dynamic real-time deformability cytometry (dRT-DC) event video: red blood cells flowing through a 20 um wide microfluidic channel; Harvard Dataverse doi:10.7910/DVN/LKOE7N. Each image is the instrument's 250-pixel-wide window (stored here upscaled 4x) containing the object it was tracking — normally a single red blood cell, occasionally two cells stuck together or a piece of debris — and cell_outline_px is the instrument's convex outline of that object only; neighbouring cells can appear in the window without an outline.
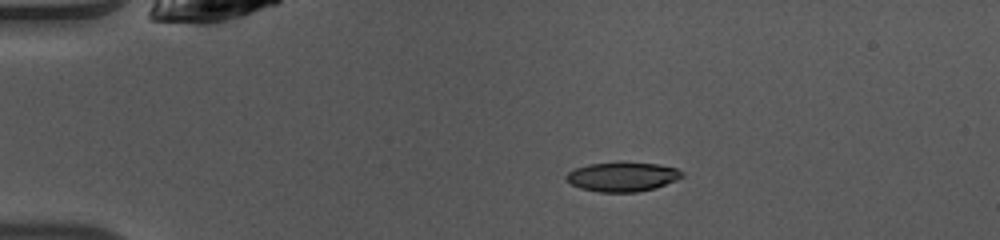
{"species": "common noctule bat (a hibernating species)", "species_latin": "Nyctalus noctula", "temperature_condition": "warm", "stored_images_in_passage": 49, "camera_frame_rate_fps": 3000, "um_per_image_px": 0.085, "animal": {"sex": "female", "body_mass_g": 10.0, "forearm_length_mm": 53.1}, "frame": {"image": 1, "passage_image": 10, "time_ms": 3.0, "image_size_px": [1000, 240], "cell_outline_px": [[684, 176], [676, 180], [656, 188], [636, 192], [600, 192], [580, 188], [572, 184], [564, 176], [568, 172], [576, 168], [588, 164], [656, 164], [676, 168], [684, 172]], "centroid_in_image_um": [52.92, 15.05], "position_along_channel_um": 32.1, "area_um2": 19.25}}
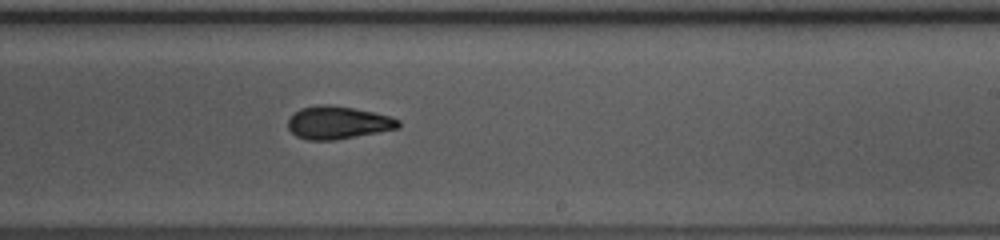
{"frame": {"image": 2, "passage_image": 30, "time_ms": 9.667, "image_size_px": [1000, 240], "cell_outline_px": [[400, 128], [336, 140], [308, 140], [296, 136], [288, 128], [288, 120], [292, 112], [300, 108], [316, 104], [328, 104], [352, 108], [372, 112], [388, 116], [400, 120]], "centroid_in_image_um": [28.68, 10.42], "position_along_channel_um": 260.3, "area_um2": 21.21}}
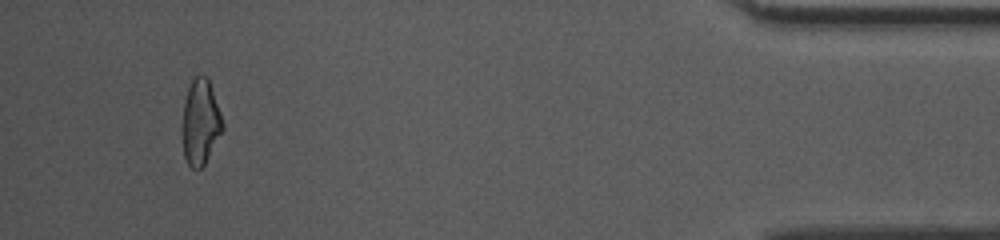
{"frame": {"image": 3, "passage_image": 46, "time_ms": 15.0, "image_size_px": [1000, 240], "cell_outline_px": [[224, 128], [204, 164], [200, 168], [192, 168], [188, 164], [184, 156], [184, 100], [188, 88], [192, 80], [196, 76], [208, 76], [224, 124]], "centroid_in_image_um": [17.07, 10.35], "position_along_channel_um": 418.1, "area_um2": 19.48}, "authors_computed_cell_mechanics": {"area_um2": 20.3456, "velocity_mm_per_s": 4.1233, "shape_relaxation_time_tau1_ms": 3.8867, "shape_relaxation_time_tau2_ms": 5.2144, "deformation_change_tau1": 0.1442, "deformation_change_tau2": 0.1155}}